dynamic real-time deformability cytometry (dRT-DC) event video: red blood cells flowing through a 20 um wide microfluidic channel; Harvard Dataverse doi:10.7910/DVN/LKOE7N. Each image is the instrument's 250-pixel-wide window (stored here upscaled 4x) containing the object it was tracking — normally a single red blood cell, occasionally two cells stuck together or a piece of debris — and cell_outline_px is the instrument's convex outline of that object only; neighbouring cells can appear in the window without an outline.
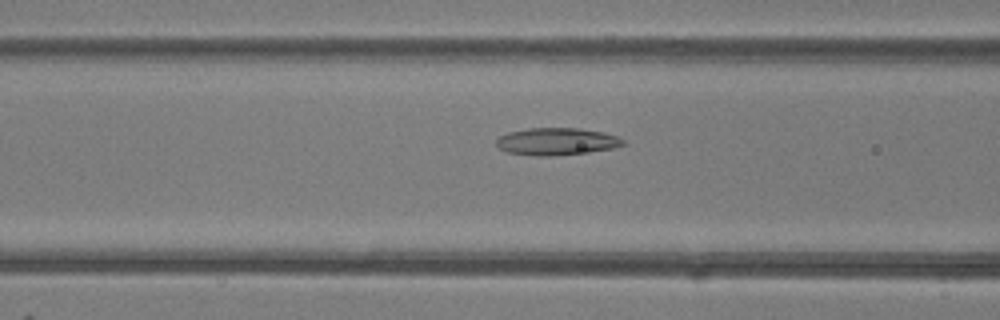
{"species": "common noctule bat (a hibernating species)", "species_latin": "Nyctalus noctula", "temperature_condition": "room temperature", "stored_images_in_passage": 49, "camera_frame_rate_fps": 3000, "um_per_image_px": 0.085, "animal": {"sex": "female"}, "frame": {"image": 1, "passage_image": 20, "time_ms": 6.333, "image_size_px": [1000, 320], "cell_outline_px": [[628, 144], [612, 148], [588, 152], [552, 156], [536, 156], [504, 152], [496, 144], [496, 140], [500, 136], [508, 132], [528, 128], [580, 128], [604, 132], [616, 136], [624, 140]], "centroid_in_image_um": [47.31, 12.03], "position_along_channel_um": 119.3, "area_um2": 20.29}}
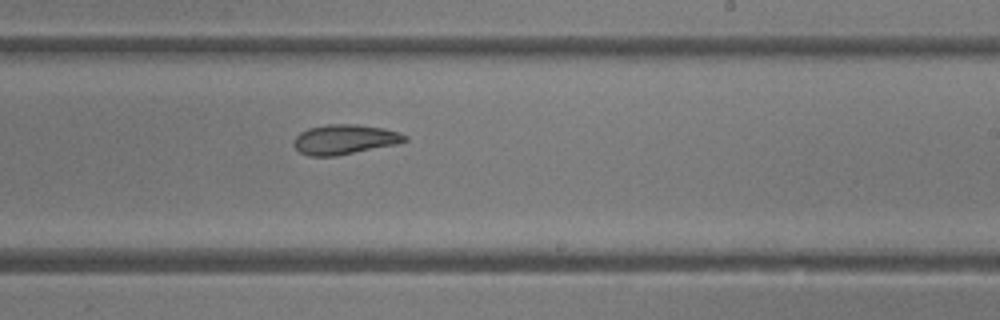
{"frame": {"image": 2, "passage_image": 30, "time_ms": 9.667, "image_size_px": [1000, 320], "cell_outline_px": [[408, 140], [396, 144], [336, 156], [308, 156], [300, 152], [292, 144], [292, 140], [300, 132], [308, 128], [328, 124], [356, 124], [384, 128], [400, 132], [408, 136]], "centroid_in_image_um": [29.28, 11.85], "position_along_channel_um": 259.7, "area_um2": 19.42}}
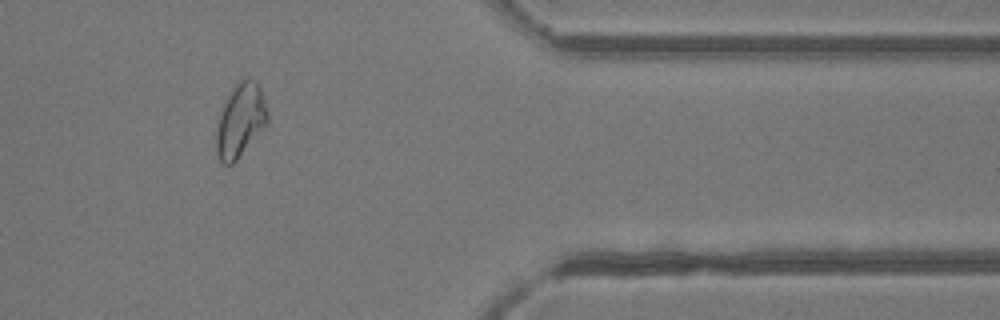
{"frame": {"image": 3, "passage_image": 41, "time_ms": 13.333, "image_size_px": [1000, 320], "cell_outline_px": [[268, 124], [236, 160], [232, 164], [224, 164], [220, 160], [216, 152], [216, 128], [220, 112], [236, 80], [244, 76], [248, 76], [256, 80], [260, 88], [268, 112]], "centroid_in_image_um": [20.44, 10.18], "position_along_channel_um": 391.0, "area_um2": 22.2}, "authors_computed_cell_mechanics": {"area_um2": 22.1374, "velocity_mm_per_s": 4.2157, "shape_relaxation_time_tau1_ms": null, "shape_relaxation_time_tau2_ms": 4.0187, "deformation_change_tau1": null, "deformation_change_tau2": 0.118}}